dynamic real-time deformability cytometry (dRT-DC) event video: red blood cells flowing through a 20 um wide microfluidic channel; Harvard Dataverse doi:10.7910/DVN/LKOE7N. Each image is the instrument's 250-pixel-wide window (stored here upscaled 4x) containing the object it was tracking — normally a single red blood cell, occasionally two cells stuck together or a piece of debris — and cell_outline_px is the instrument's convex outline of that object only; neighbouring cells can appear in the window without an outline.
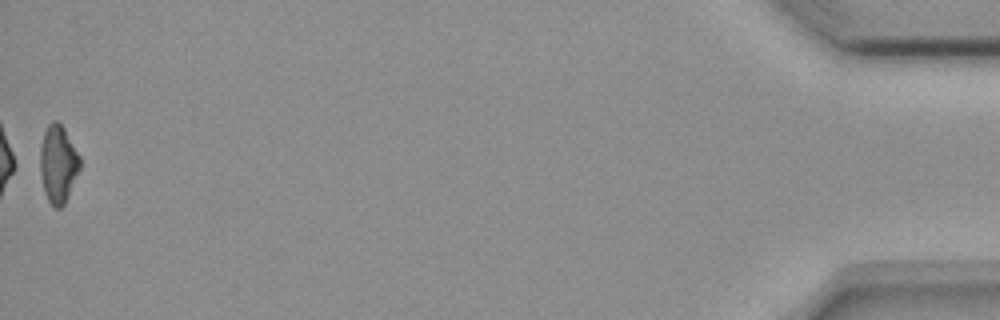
{"species": "common noctule bat (a hibernating species)", "species_latin": "Nyctalus noctula", "temperature_condition": "room temperature", "stored_images_in_passage": 54, "camera_frame_rate_fps": 3000, "um_per_image_px": 0.085, "animal": {"sex": "female", "body_mass_g": 18.4}, "frame": {"image": 1, "passage_image": 54, "time_ms": 17.667, "image_size_px": [1000, 320], "cell_outline_px": [[80, 168], [68, 196], [64, 204], [60, 208], [56, 208], [48, 200], [44, 192], [40, 172], [40, 148], [44, 132], [48, 124], [52, 120], [56, 120], [64, 128], [80, 156]], "centroid_in_image_um": [4.93, 13.92], "position_along_channel_um": 430.3, "area_um2": 17.92}, "authors_computed_cell_mechanics": {"area_um2": 18.785, "velocity_mm_per_s": 3.6718, "shape_relaxation_time_tau1_ms": 11.0884, "shape_relaxation_time_tau2_ms": null, "deformation_change_tau1": 0.2124, "deformation_change_tau2": null}}